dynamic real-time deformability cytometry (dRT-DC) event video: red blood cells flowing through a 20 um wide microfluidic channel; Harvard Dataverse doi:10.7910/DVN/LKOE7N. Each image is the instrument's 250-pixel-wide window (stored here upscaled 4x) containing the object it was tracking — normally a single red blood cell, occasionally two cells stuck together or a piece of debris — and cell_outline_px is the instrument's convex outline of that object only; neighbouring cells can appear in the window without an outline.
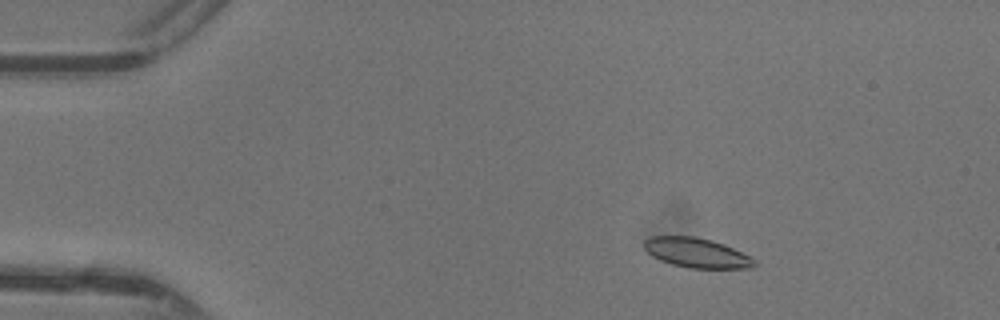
{"species": "common noctule bat (a hibernating species)", "species_latin": "Nyctalus noctula", "temperature_condition": "warm", "stored_images_in_passage": 47, "camera_frame_rate_fps": 3000, "um_per_image_px": 0.085, "animal": {"sex": "female"}, "frame": {"image": 1, "passage_image": 7, "time_ms": 2.0, "image_size_px": [1000, 320], "cell_outline_px": [[756, 264], [752, 268], [688, 268], [672, 264], [660, 260], [652, 256], [644, 248], [644, 240], [652, 236], [692, 236], [712, 240], [724, 244], [756, 260]], "centroid_in_image_um": [59.19, 21.49], "position_along_channel_um": 25.8, "area_um2": 18.96}}
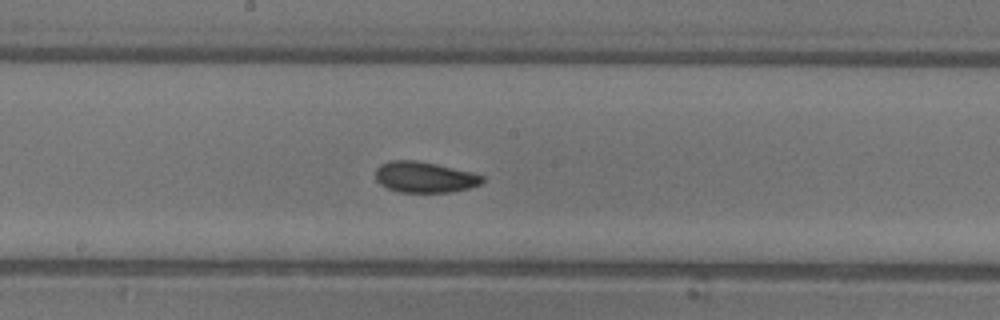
{"frame": {"image": 2, "passage_image": 25, "time_ms": 8.0, "image_size_px": [1000, 320], "cell_outline_px": [[484, 180], [480, 184], [468, 188], [452, 192], [400, 192], [388, 188], [380, 184], [376, 180], [376, 168], [380, 164], [388, 160], [416, 160], [436, 164], [472, 172], [484, 176]], "centroid_in_image_um": [36.07, 15.05], "position_along_channel_um": 212.1, "area_um2": 19.25}}
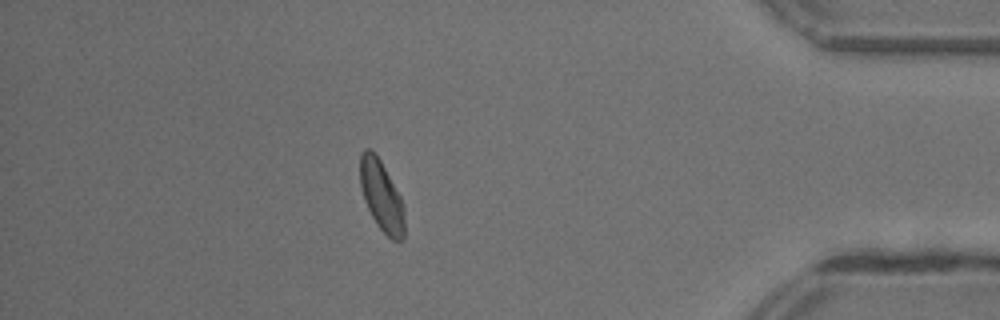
{"frame": {"image": 3, "passage_image": 41, "time_ms": 13.333, "image_size_px": [1000, 320], "cell_outline_px": [[404, 236], [400, 240], [392, 240], [376, 224], [364, 200], [360, 184], [360, 156], [364, 148], [372, 148], [376, 152], [400, 196], [404, 204]], "centroid_in_image_um": [32.42, 16.61], "position_along_channel_um": 402.8, "area_um2": 18.26}, "authors_computed_cell_mechanics": {"area_um2": 18.9584, "velocity_mm_per_s": 4.3922, "shape_relaxation_time_tau1_ms": 6.7709, "shape_relaxation_time_tau2_ms": 5.1015, "deformation_change_tau1": 0.1614, "deformation_change_tau2": 0.092}}